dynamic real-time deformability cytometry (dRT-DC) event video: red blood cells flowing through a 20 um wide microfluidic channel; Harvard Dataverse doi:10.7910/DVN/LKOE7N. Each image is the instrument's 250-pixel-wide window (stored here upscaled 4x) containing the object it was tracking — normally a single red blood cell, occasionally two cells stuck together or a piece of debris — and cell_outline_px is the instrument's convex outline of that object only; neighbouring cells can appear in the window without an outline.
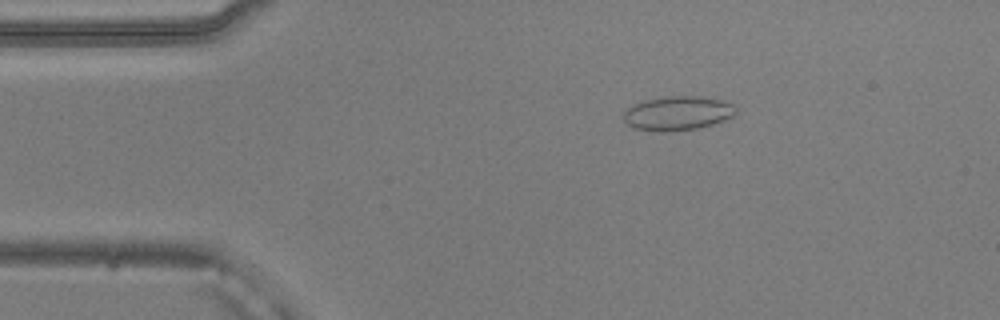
{"species": "common noctule bat (a hibernating species)", "species_latin": "Nyctalus noctula", "temperature_condition": "warm", "stored_images_in_passage": 52, "camera_frame_rate_fps": 3000, "um_per_image_px": 0.085, "animal": {"sex": "male", "body_mass_g": 20.5, "forearm_length_mm": 52.5}, "frame": {"image": 1, "passage_image": 9, "time_ms": 2.667, "image_size_px": [1000, 320], "cell_outline_px": [[736, 112], [732, 116], [724, 120], [712, 124], [696, 128], [668, 132], [660, 132], [632, 128], [624, 120], [624, 112], [632, 104], [644, 100], [664, 96], [700, 96], [720, 100], [732, 104], [736, 108]], "centroid_in_image_um": [57.56, 9.62], "position_along_channel_um": 27.4, "area_um2": 22.37}}
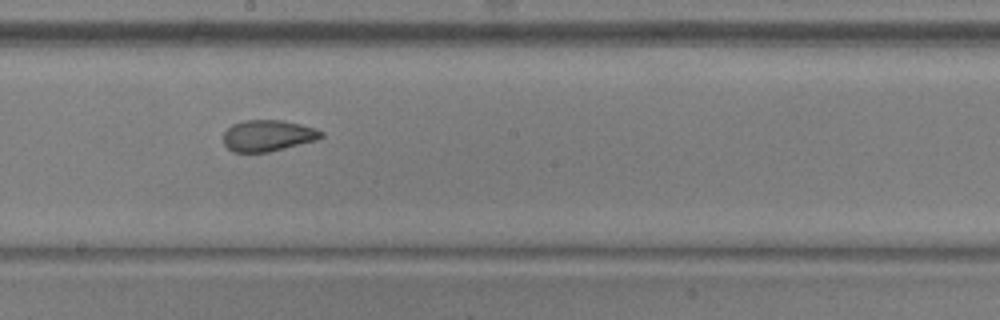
{"frame": {"image": 2, "passage_image": 28, "time_ms": 9.0, "image_size_px": [1000, 320], "cell_outline_px": [[324, 136], [316, 140], [268, 152], [232, 152], [224, 144], [224, 132], [232, 124], [244, 120], [284, 120], [316, 128], [324, 132]], "centroid_in_image_um": [22.78, 11.52], "position_along_channel_um": 225.4, "area_um2": 17.86}}
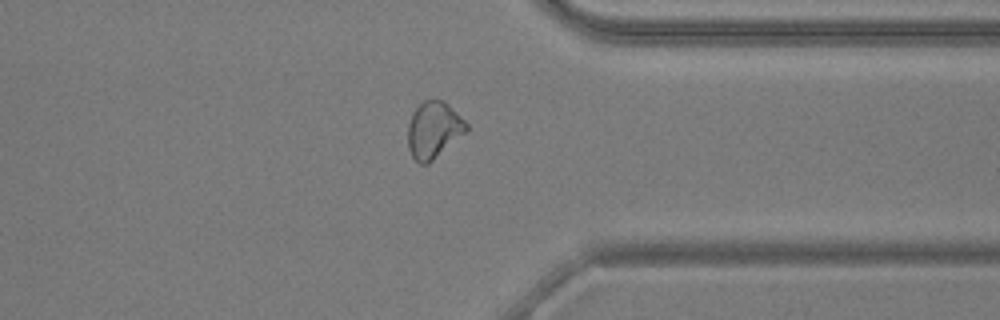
{"frame": {"image": 3, "passage_image": 40, "time_ms": 13.0, "image_size_px": [1000, 320], "cell_outline_px": [[468, 128], [464, 132], [428, 164], [420, 164], [412, 156], [408, 148], [408, 124], [412, 112], [424, 100], [444, 100], [468, 124]], "centroid_in_image_um": [36.82, 11.03], "position_along_channel_um": 374.6, "area_um2": 18.9}, "authors_computed_cell_mechanics": {"area_um2": 20.1144, "velocity_mm_per_s": 3.8802, "shape_relaxation_time_tau1_ms": 9.0929, "shape_relaxation_time_tau2_ms": 1.6776, "deformation_change_tau1": 0.1599, "deformation_change_tau2": 0.0777}}